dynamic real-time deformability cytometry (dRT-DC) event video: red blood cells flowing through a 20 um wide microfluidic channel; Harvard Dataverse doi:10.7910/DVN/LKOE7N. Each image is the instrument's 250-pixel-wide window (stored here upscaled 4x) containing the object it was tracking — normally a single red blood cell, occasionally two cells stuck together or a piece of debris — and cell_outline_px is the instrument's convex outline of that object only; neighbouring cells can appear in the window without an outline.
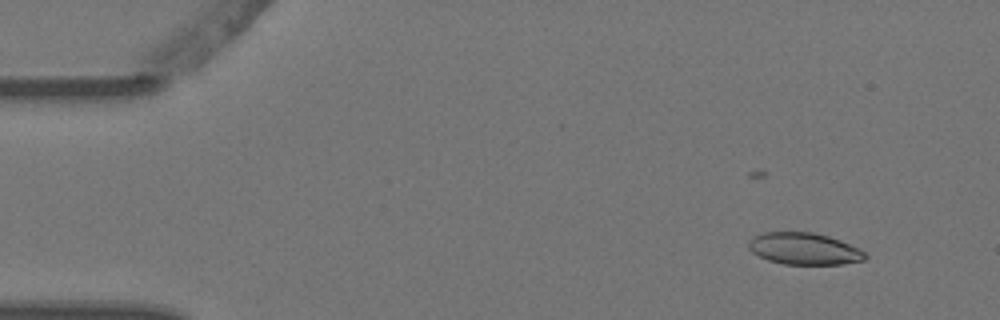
{"species": "Egyptian fruit bat (a non-hibernating species)", "species_latin": "Rousettus aegyptiacus", "temperature_condition": "warm", "stored_images_in_passage": 5, "camera_frame_rate_fps": 3000, "um_per_image_px": 0.085, "animal": {"sex": "female"}, "frame": {"image": 1, "passage_image": 2, "time_ms": 0.333, "image_size_px": [1000, 320], "cell_outline_px": [[868, 256], [864, 260], [844, 264], [784, 264], [768, 260], [752, 252], [748, 248], [748, 244], [756, 236], [764, 232], [812, 232], [828, 236], [840, 240], [860, 248]], "centroid_in_image_um": [68.39, 21.15], "position_along_channel_um": 16.6, "area_um2": 21.5}}
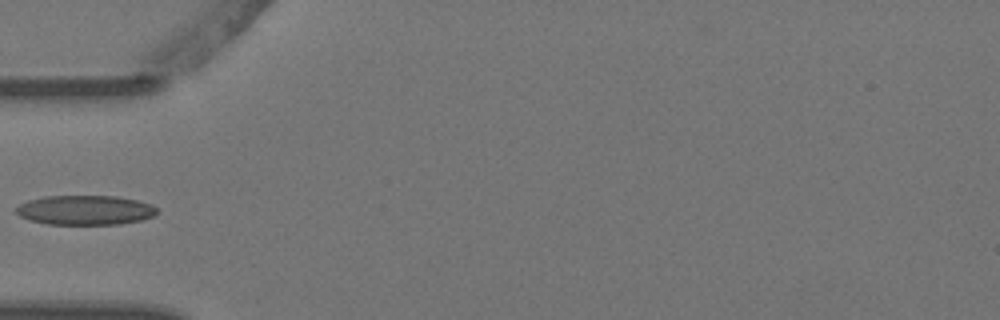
{"frame": {"image": 2, "passage_image": 5, "time_ms": 1.333, "image_size_px": [1000, 320], "cell_outline_px": [[156, 212], [152, 216], [140, 220], [120, 224], [48, 224], [28, 220], [20, 216], [16, 212], [16, 208], [20, 204], [28, 200], [44, 196], [116, 196], [136, 200], [152, 204], [156, 208]], "centroid_in_image_um": [7.21, 17.85], "position_along_channel_um": 77.8, "area_um2": 24.16}}